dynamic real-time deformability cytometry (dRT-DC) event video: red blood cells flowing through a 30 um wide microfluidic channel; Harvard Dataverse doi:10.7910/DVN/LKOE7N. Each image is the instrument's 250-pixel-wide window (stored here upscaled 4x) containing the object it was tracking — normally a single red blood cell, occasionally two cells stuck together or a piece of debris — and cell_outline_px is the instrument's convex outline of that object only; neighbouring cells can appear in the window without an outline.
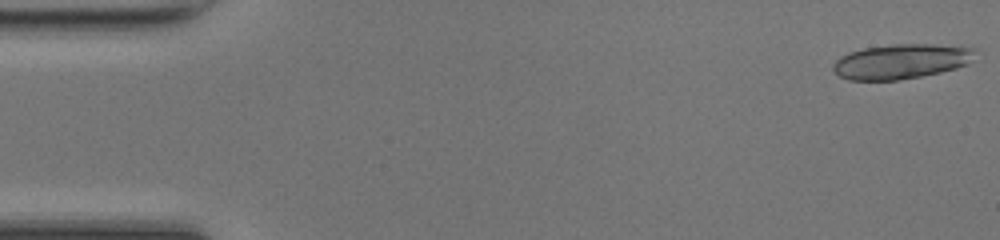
{"species": "common noctule bat (a hibernating species)", "species_latin": "Nyctalus noctula", "temperature_condition": "room temperature", "stored_images_in_passage": 18, "camera_frame_rate_fps": 3000, "um_per_image_px": 0.085, "animal": {"sex": "female", "body_mass_g": 17.0, "forearm_length_mm": 48.0}, "frame": {"image": 1, "passage_image": 1, "time_ms": 0.0, "image_size_px": [1000, 240], "cell_outline_px": [[976, 48], [968, 64], [956, 68], [940, 72], [920, 76], [896, 80], [848, 80], [840, 76], [832, 68], [832, 64], [840, 56], [848, 52], [864, 48], [892, 44], [932, 44]], "centroid_in_image_um": [76.55, 5.21], "position_along_channel_um": 8.4, "area_um2": 28.67}}